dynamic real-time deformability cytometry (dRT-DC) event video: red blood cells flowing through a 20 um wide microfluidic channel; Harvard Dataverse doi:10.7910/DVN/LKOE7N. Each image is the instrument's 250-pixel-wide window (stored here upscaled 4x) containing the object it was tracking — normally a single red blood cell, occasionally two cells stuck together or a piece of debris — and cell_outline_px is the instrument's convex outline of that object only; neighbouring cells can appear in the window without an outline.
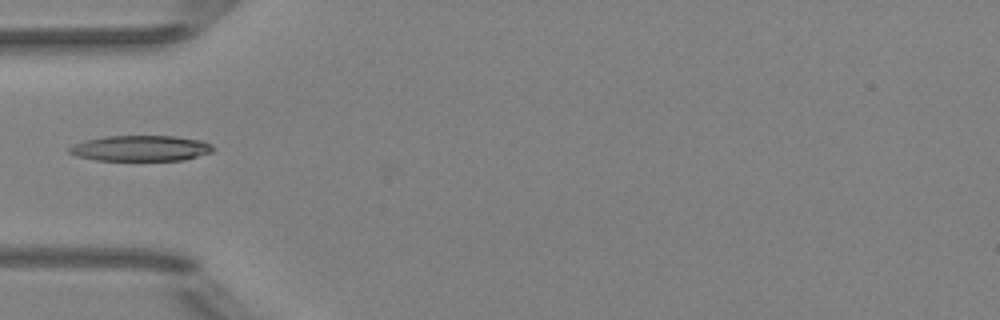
{"species": "Egyptian fruit bat (a non-hibernating species)", "species_latin": "Rousettus aegyptiacus", "temperature_condition": "room temperature", "stored_images_in_passage": 6, "camera_frame_rate_fps": 3000, "um_per_image_px": 0.085, "animal": {"sex": "female"}, "frame": {"image": 1, "passage_image": 6, "time_ms": 6.0, "image_size_px": [1000, 320], "cell_outline_px": [[216, 148], [212, 152], [184, 160], [96, 160], [76, 156], [68, 152], [68, 148], [76, 144], [88, 140], [104, 136], [176, 136], [200, 140], [212, 144]], "centroid_in_image_um": [12.0, 12.6], "position_along_channel_um": 73.0, "area_um2": 21.44}}